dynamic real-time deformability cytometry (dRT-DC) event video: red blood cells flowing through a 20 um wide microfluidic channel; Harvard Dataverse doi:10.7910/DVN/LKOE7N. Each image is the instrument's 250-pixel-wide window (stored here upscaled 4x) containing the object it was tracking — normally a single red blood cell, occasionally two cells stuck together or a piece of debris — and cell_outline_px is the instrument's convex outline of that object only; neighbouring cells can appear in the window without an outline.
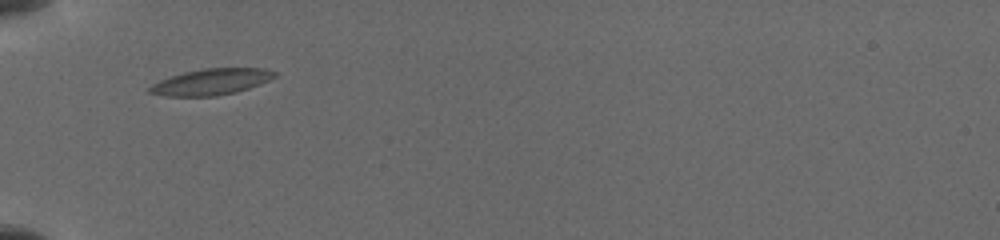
{"species": "common noctule bat (a hibernating species)", "species_latin": "Nyctalus noctula", "temperature_condition": "cold", "stored_images_in_passage": 30, "camera_frame_rate_fps": 3000, "um_per_image_px": 0.085, "animal": {"sex": "female", "body_mass_g": 19.5, "forearm_length_mm": 54.1}, "frame": {"image": 1, "passage_image": 1, "time_ms": 0.0, "image_size_px": [1000, 240], "cell_outline_px": [[276, 76], [260, 84], [236, 92], [216, 96], [164, 96], [148, 92], [148, 88], [152, 84], [160, 80], [184, 72], [204, 68], [264, 68], [276, 72]], "centroid_in_image_um": [17.94, 6.96], "position_along_channel_um": 67.1, "area_um2": 18.96}}
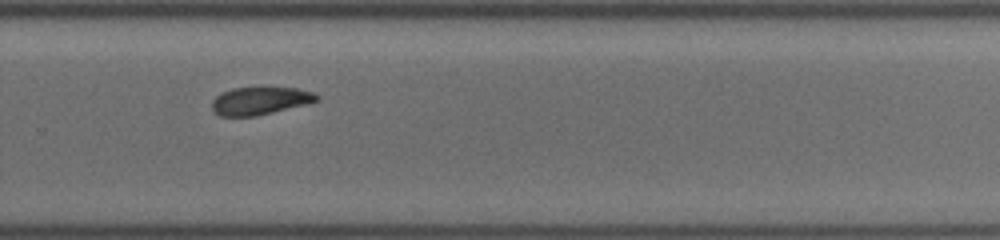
{"frame": {"image": 2, "passage_image": 16, "time_ms": 6.333, "image_size_px": [1000, 240], "cell_outline_px": [[320, 100], [256, 116], [220, 116], [212, 108], [212, 100], [216, 96], [232, 88], [296, 88], [312, 92], [320, 96]], "centroid_in_image_um": [22.1, 8.57], "position_along_channel_um": 307.7, "area_um2": 16.59}}
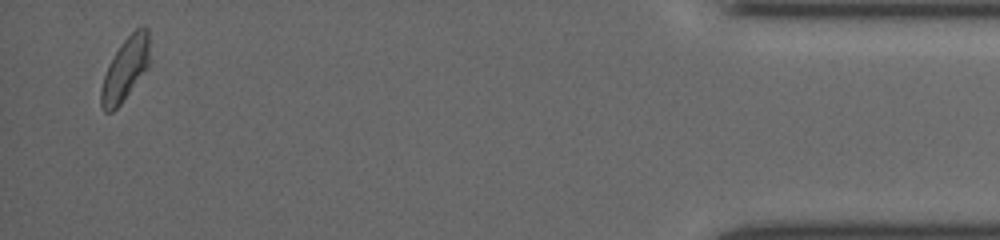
{"frame": {"image": 3, "passage_image": 29, "time_ms": 11.0, "image_size_px": [1000, 240], "cell_outline_px": [[148, 68], [120, 104], [112, 112], [104, 112], [100, 104], [100, 88], [104, 76], [120, 44], [140, 24], [144, 24], [148, 28]], "centroid_in_image_um": [10.64, 5.87], "position_along_channel_um": 424.6, "area_um2": 17.57}}